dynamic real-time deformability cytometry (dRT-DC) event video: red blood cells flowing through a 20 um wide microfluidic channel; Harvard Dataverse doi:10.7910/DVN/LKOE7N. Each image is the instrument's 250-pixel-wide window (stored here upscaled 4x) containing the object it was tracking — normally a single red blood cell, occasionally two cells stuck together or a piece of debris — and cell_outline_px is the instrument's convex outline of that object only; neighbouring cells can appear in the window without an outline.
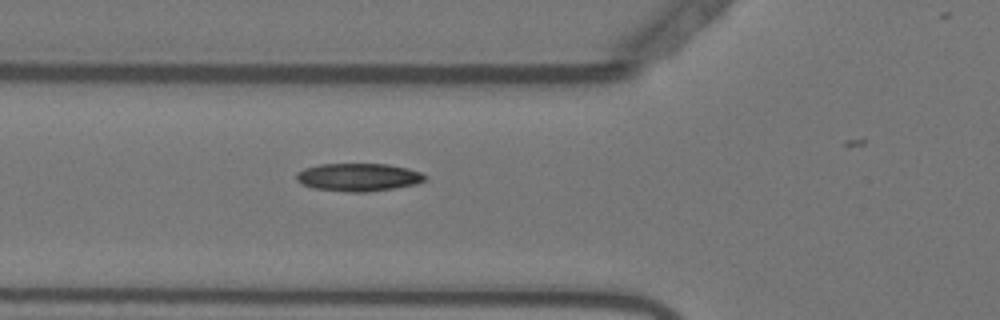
{"species": "Egyptian fruit bat (a non-hibernating species)", "species_latin": "Rousettus aegyptiacus", "temperature_condition": "warm", "stored_images_in_passage": 15, "camera_frame_rate_fps": 3000, "um_per_image_px": 0.085, "animal": {"sex": "female"}, "frame": {"image": 1, "passage_image": 8, "time_ms": 2.333, "image_size_px": [1000, 320], "cell_outline_px": [[428, 176], [424, 180], [416, 184], [396, 188], [368, 192], [348, 192], [312, 188], [296, 180], [296, 172], [304, 168], [320, 164], [388, 164], [408, 168], [420, 172]], "centroid_in_image_um": [30.47, 15.06], "position_along_channel_um": 95.3, "area_um2": 21.04}}
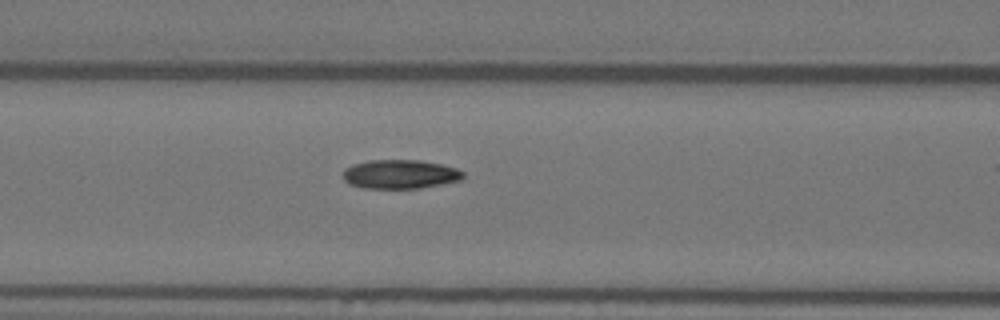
{"frame": {"image": 2, "passage_image": 11, "time_ms": 3.333, "image_size_px": [1000, 320], "cell_outline_px": [[464, 176], [460, 180], [420, 188], [364, 188], [348, 184], [344, 180], [344, 168], [352, 164], [368, 160], [420, 160], [444, 164], [456, 168], [464, 172]], "centroid_in_image_um": [34.0, 14.8], "position_along_channel_um": 132.6, "area_um2": 20.4}}
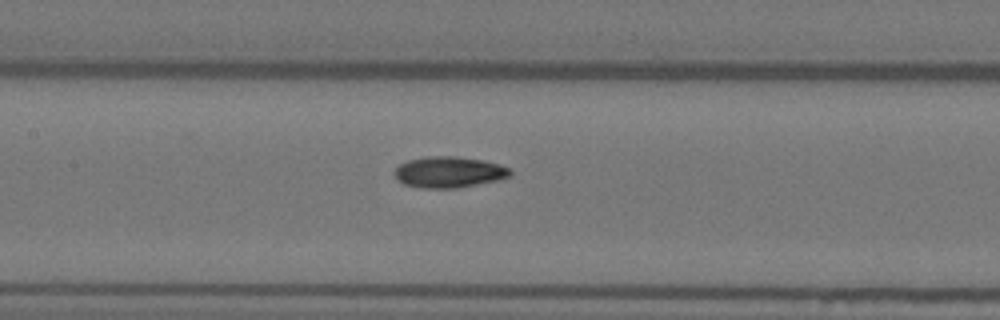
{"frame": {"image": 3, "passage_image": 14, "time_ms": 4.333, "image_size_px": [1000, 320], "cell_outline_px": [[512, 176], [496, 180], [456, 188], [424, 188], [404, 184], [396, 180], [392, 172], [400, 164], [408, 160], [428, 156], [456, 156], [480, 160], [500, 164], [512, 168]], "centroid_in_image_um": [38.15, 14.62], "position_along_channel_um": 169.3, "area_um2": 21.04}}